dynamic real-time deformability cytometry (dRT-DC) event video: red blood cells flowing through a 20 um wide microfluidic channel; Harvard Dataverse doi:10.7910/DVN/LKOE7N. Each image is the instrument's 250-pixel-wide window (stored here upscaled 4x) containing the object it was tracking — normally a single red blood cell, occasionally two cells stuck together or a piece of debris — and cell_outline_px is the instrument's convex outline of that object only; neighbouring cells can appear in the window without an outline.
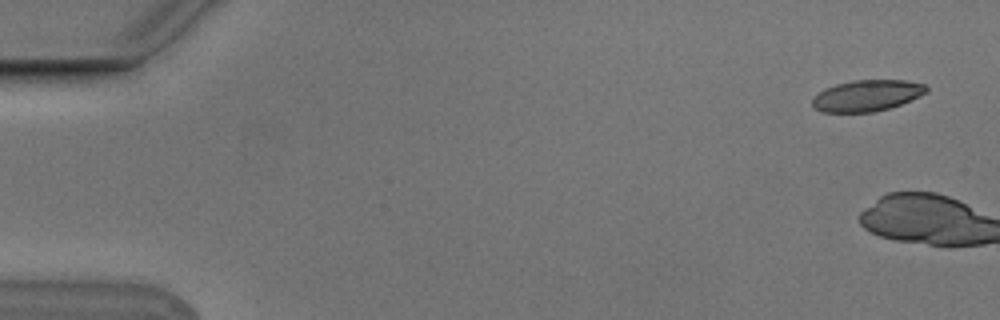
{"species": "Egyptian fruit bat (a non-hibernating species)", "species_latin": "Rousettus aegyptiacus", "temperature_condition": "cold", "stored_images_in_passage": 6, "camera_frame_rate_fps": 3000, "um_per_image_px": 0.085, "animal": {"sex": "male"}, "frame": {"image": 1, "passage_image": 1, "time_ms": 0.0, "image_size_px": [1000, 320], "cell_outline_px": [[928, 92], [900, 104], [888, 108], [872, 112], [820, 112], [812, 104], [812, 100], [824, 88], [836, 84], [852, 80], [904, 80], [924, 84], [928, 88]], "centroid_in_image_um": [73.68, 8.12], "position_along_channel_um": 11.3, "area_um2": 20.58}}